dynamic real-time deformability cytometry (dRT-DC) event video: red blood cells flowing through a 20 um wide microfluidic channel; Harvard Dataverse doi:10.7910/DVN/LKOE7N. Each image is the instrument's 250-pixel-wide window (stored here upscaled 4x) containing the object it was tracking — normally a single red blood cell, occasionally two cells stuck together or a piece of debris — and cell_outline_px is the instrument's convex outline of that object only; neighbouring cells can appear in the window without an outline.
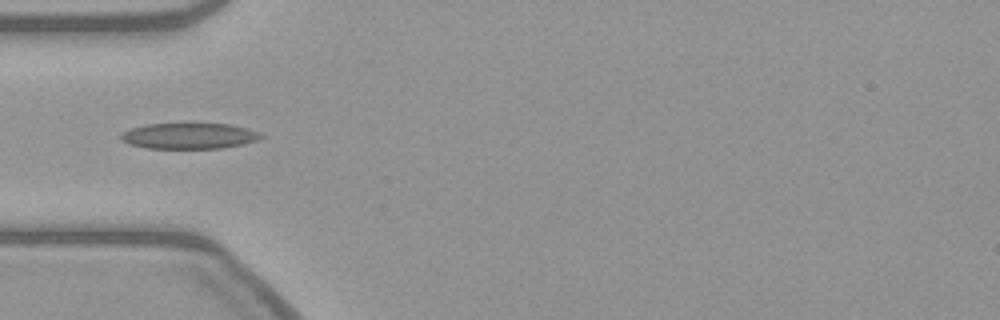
{"species": "common noctule bat (a hibernating species)", "species_latin": "Nyctalus noctula", "temperature_condition": "warm", "stored_images_in_passage": 10, "camera_frame_rate_fps": 3000, "um_per_image_px": 0.085, "animal": {"sex": "female", "body_mass_g": 21.9}, "frame": {"image": 1, "passage_image": 1, "time_ms": 0.0, "image_size_px": [1000, 320], "cell_outline_px": [[264, 136], [256, 140], [244, 144], [224, 148], [148, 148], [128, 144], [120, 140], [120, 136], [124, 132], [132, 128], [144, 124], [228, 124], [244, 128], [256, 132]], "centroid_in_image_um": [16.03, 11.56], "position_along_channel_um": 69.0, "area_um2": 20.81}}
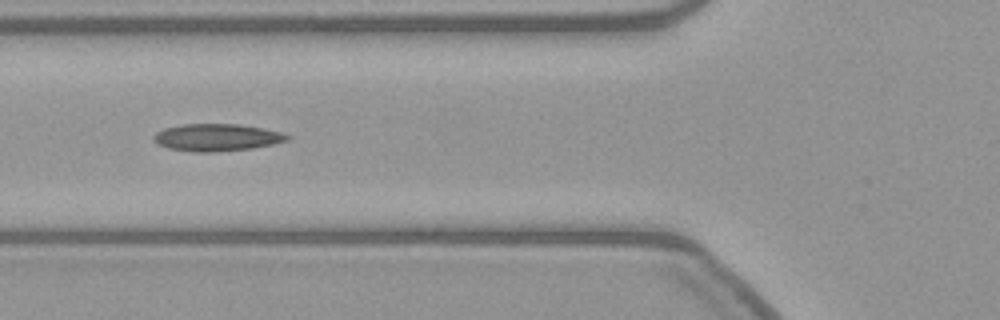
{"frame": {"image": 2, "passage_image": 4, "time_ms": 1.0, "image_size_px": [1000, 320], "cell_outline_px": [[292, 136], [288, 140], [272, 144], [252, 148], [212, 152], [192, 152], [168, 148], [152, 140], [152, 136], [156, 132], [164, 128], [180, 124], [240, 124], [280, 132]], "centroid_in_image_um": [18.39, 11.68], "position_along_channel_um": 107.4, "area_um2": 21.15}}
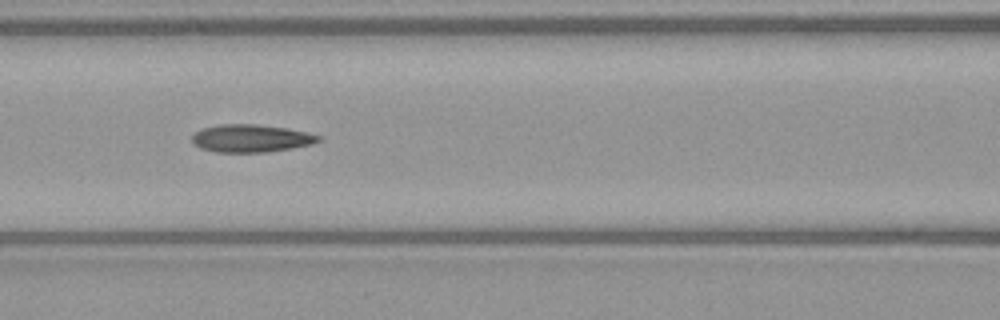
{"frame": {"image": 3, "passage_image": 7, "time_ms": 2.0, "image_size_px": [1000, 320], "cell_outline_px": [[324, 136], [320, 140], [312, 144], [292, 148], [268, 152], [216, 152], [200, 148], [192, 140], [192, 136], [200, 128], [220, 124], [256, 124], [288, 128], [308, 132]], "centroid_in_image_um": [21.37, 11.75], "position_along_channel_um": 145.2, "area_um2": 20.58}}